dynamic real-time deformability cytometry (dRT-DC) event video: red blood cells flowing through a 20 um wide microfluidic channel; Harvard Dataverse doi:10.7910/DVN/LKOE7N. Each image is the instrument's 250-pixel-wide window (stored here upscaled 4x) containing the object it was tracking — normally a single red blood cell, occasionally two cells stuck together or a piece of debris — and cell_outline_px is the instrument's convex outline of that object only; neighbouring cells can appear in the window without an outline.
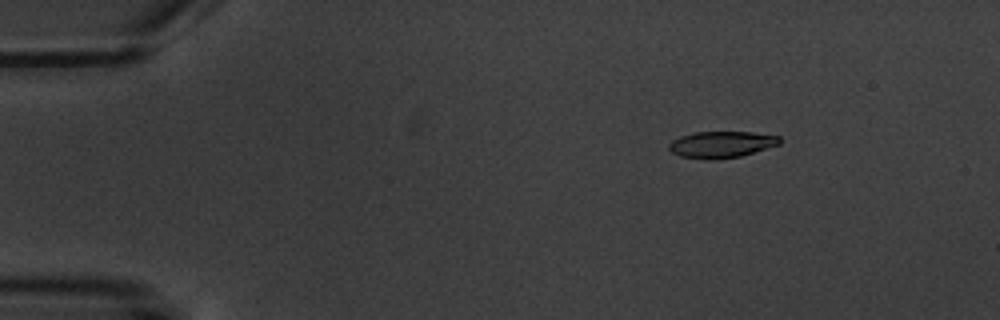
{"species": "common noctule bat (a hibernating species)", "species_latin": "Nyctalus noctula", "temperature_condition": "warm", "stored_images_in_passage": 3, "camera_frame_rate_fps": 3000, "um_per_image_px": 0.085, "animal": {"sex": "male", "body_mass_g": 20.1, "forearm_length_mm": 53.5}, "frame": {"image": 1, "passage_image": 1, "time_ms": 0.0, "image_size_px": [1000, 320], "cell_outline_px": [[780, 144], [740, 156], [712, 160], [708, 160], [680, 156], [672, 152], [668, 148], [668, 144], [672, 140], [680, 136], [696, 132], [752, 132], [780, 136]], "centroid_in_image_um": [61.29, 12.28], "position_along_channel_um": 23.7, "area_um2": 17.05}}
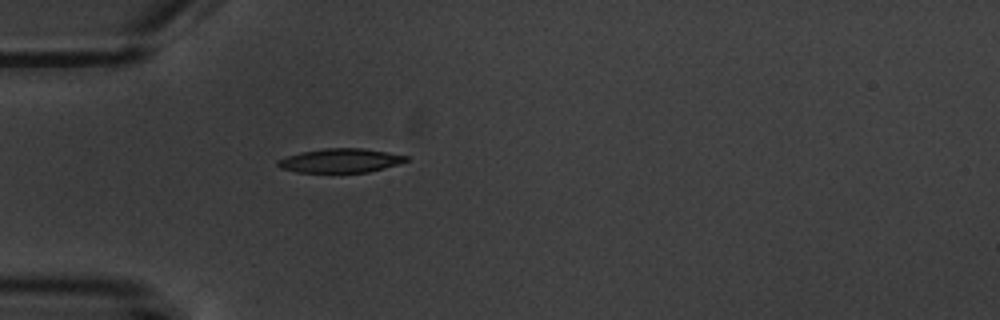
{"frame": {"image": 2, "passage_image": 3, "time_ms": 3.0, "image_size_px": [1000, 320], "cell_outline_px": [[408, 160], [384, 168], [368, 172], [296, 172], [280, 168], [276, 164], [276, 160], [300, 152], [324, 148], [364, 148], [408, 156]], "centroid_in_image_um": [28.89, 13.64], "position_along_channel_um": 56.1, "area_um2": 17.86}}